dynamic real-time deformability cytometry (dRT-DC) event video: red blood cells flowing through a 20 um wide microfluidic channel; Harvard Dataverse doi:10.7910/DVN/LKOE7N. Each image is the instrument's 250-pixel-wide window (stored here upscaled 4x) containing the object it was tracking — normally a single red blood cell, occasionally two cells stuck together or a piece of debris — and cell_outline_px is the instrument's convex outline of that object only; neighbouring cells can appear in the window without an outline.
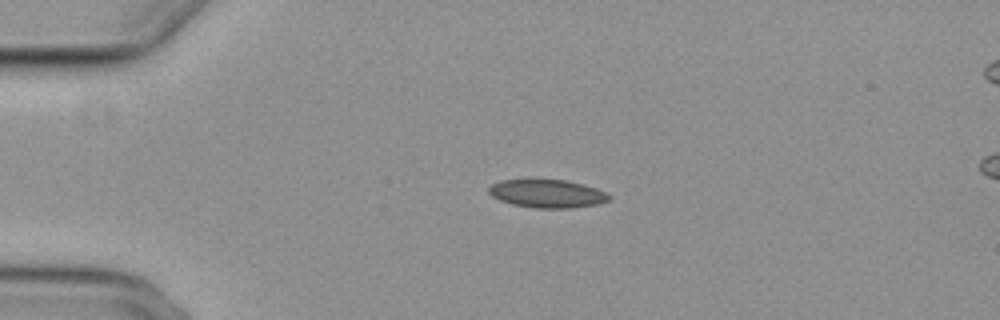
{"species": "common noctule bat (a hibernating species)", "species_latin": "Nyctalus noctula", "temperature_condition": "cold", "stored_images_in_passage": 5, "camera_frame_rate_fps": 3000, "um_per_image_px": 0.085, "animal": {"sex": "female", "body_mass_g": 29.2, "forearm_length_mm": 56.3}, "frame": {"image": 1, "passage_image": 3, "time_ms": 3.667, "image_size_px": [1000, 320], "cell_outline_px": [[612, 196], [608, 200], [596, 204], [572, 208], [536, 208], [512, 204], [500, 200], [492, 196], [488, 192], [488, 188], [492, 184], [500, 180], [564, 180], [584, 184], [596, 188]], "centroid_in_image_um": [46.5, 16.46], "position_along_channel_um": 38.5, "area_um2": 19.59}}